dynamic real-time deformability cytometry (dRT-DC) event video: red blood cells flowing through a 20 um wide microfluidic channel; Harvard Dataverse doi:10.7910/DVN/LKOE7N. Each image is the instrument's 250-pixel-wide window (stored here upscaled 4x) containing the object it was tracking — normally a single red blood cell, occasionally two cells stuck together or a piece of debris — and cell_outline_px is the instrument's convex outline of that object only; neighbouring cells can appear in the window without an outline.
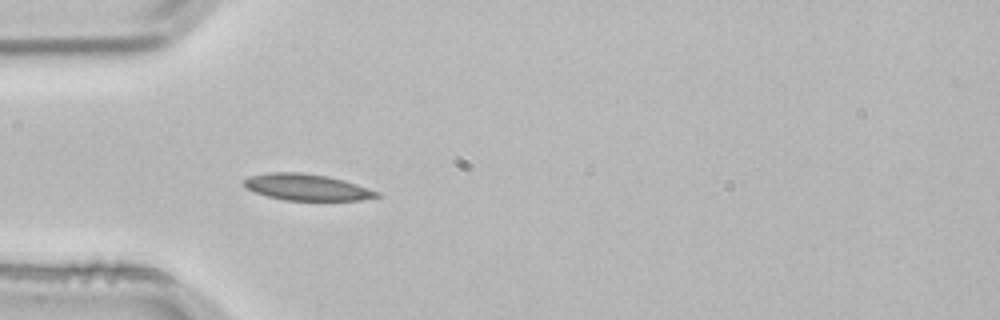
{"species": "common noctule bat (a hibernating species)", "species_latin": "Nyctalus noctula", "temperature_condition": "room temperature", "stored_images_in_passage": 3, "camera_frame_rate_fps": 3000, "um_per_image_px": 0.085, "animal": {"sex": "male", "body_mass_g": 21.5, "forearm_length_mm": 52.0}, "frame": {"image": 1, "passage_image": 3, "time_ms": 0.667, "image_size_px": [1000, 320], "cell_outline_px": [[380, 196], [360, 200], [284, 200], [268, 196], [244, 188], [244, 180], [248, 176], [272, 172], [300, 172], [328, 176], [344, 180], [380, 192]], "centroid_in_image_um": [26.07, 15.91], "position_along_channel_um": 58.9, "area_um2": 20.35}}